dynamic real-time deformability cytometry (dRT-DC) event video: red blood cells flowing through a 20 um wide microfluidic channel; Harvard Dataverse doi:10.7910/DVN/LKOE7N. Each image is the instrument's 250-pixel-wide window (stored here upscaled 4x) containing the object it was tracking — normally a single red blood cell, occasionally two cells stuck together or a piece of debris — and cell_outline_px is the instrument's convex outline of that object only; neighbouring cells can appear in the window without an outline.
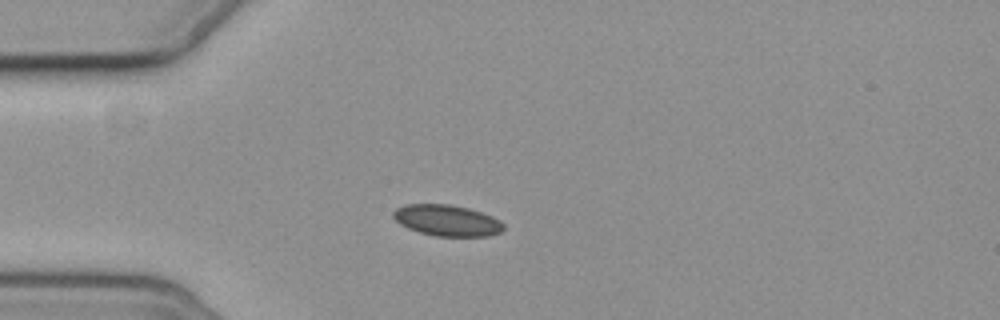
{"species": "common noctule bat (a hibernating species)", "species_latin": "Nyctalus noctula", "temperature_condition": "cold", "stored_images_in_passage": 4, "camera_frame_rate_fps": 3000, "um_per_image_px": 0.085, "animal": {"sex": "female", "body_mass_g": 19.3, "forearm_length_mm": 54.1}, "frame": {"image": 1, "passage_image": 1, "time_ms": 0.0, "image_size_px": [1000, 320], "cell_outline_px": [[504, 228], [500, 232], [488, 236], [436, 236], [420, 232], [408, 228], [400, 224], [392, 216], [392, 212], [396, 208], [404, 204], [448, 204], [468, 208], [492, 216], [500, 220], [504, 224]], "centroid_in_image_um": [37.98, 18.73], "position_along_channel_um": 47.0, "area_um2": 20.0}}
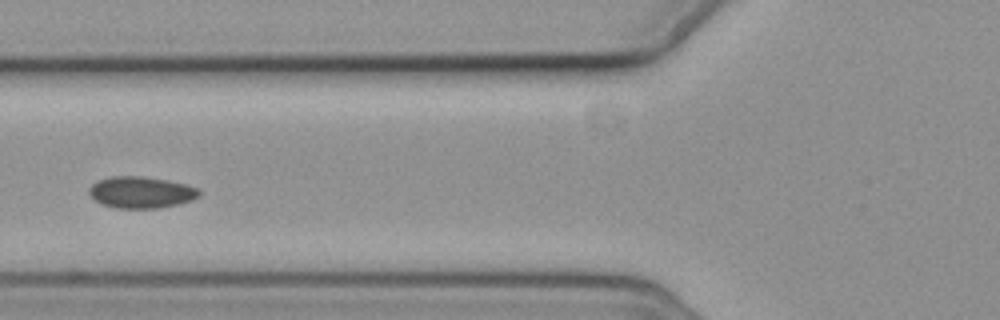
{"frame": {"image": 2, "passage_image": 3, "time_ms": 2.333, "image_size_px": [1000, 320], "cell_outline_px": [[200, 196], [192, 200], [180, 204], [156, 208], [116, 208], [100, 204], [88, 192], [88, 188], [96, 180], [112, 176], [140, 176], [168, 180], [188, 184], [200, 188]], "centroid_in_image_um": [12.01, 16.34], "position_along_channel_um": 113.8, "area_um2": 20.52}}
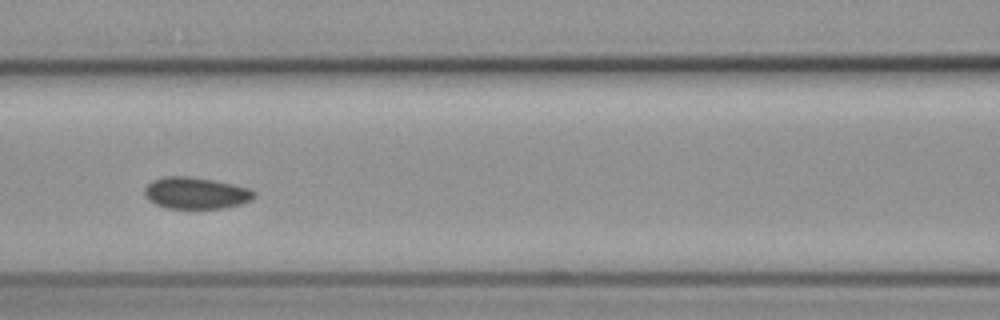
{"frame": {"image": 3, "passage_image": 4, "time_ms": 3.333, "image_size_px": [1000, 320], "cell_outline_px": [[256, 196], [252, 200], [240, 204], [224, 208], [164, 208], [148, 200], [144, 196], [144, 188], [152, 180], [164, 176], [188, 176], [212, 180], [232, 184], [248, 188], [256, 192]], "centroid_in_image_um": [16.63, 16.41], "position_along_channel_um": 150.0, "area_um2": 20.29}}